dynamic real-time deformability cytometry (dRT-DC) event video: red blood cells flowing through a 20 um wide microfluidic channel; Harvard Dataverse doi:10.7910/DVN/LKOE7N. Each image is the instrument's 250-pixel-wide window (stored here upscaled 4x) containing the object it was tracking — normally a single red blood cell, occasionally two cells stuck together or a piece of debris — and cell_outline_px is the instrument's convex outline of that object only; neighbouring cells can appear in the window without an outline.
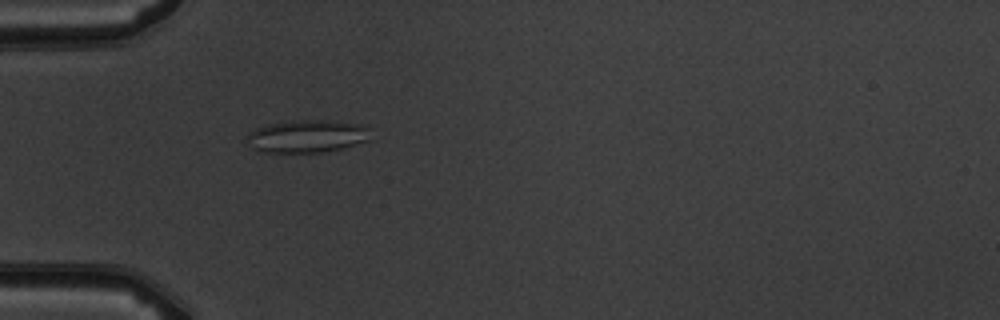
{"species": "common noctule bat (a hibernating species)", "species_latin": "Nyctalus noctula", "temperature_condition": "warm", "stored_images_in_passage": 4, "camera_frame_rate_fps": 3000, "um_per_image_px": 0.085, "animal": {"sex": "male", "body_mass_g": 19.5, "forearm_length_mm": 54.6}, "frame": {"image": 1, "passage_image": 4, "time_ms": 3.333, "image_size_px": [1000, 320], "cell_outline_px": [[368, 140], [340, 148], [324, 152], [256, 152], [252, 148], [248, 140], [248, 132], [256, 128], [268, 124], [300, 120], [324, 120], [356, 124], [368, 128]], "centroid_in_image_um": [26.02, 11.59], "position_along_channel_um": 59.0, "area_um2": 23.06}}